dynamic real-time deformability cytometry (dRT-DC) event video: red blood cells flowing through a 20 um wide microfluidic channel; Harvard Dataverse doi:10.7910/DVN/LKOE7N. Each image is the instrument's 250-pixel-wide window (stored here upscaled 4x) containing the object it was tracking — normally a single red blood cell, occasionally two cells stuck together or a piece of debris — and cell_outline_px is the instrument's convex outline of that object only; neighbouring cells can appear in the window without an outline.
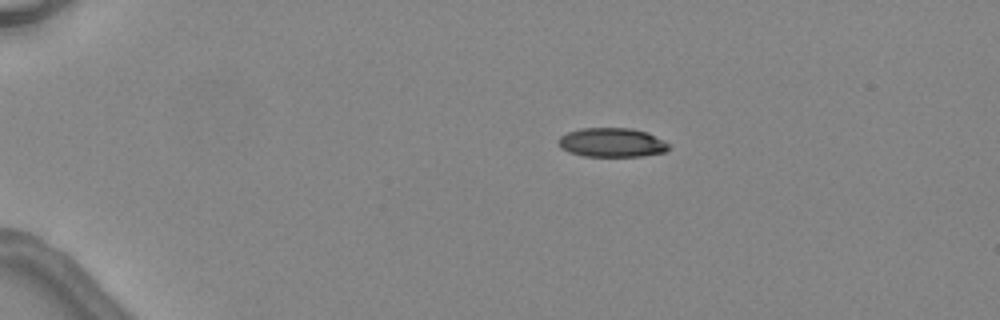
{"species": "common noctule bat (a hibernating species)", "species_latin": "Nyctalus noctula", "temperature_condition": "warm", "stored_images_in_passage": 4, "camera_frame_rate_fps": 3000, "um_per_image_px": 0.085, "animal": {"sex": "female", "body_mass_g": 24.6, "forearm_length_mm": 56.2}, "frame": {"image": 1, "passage_image": 1, "time_ms": 0.0, "image_size_px": [1000, 320], "cell_outline_px": [[668, 148], [664, 152], [640, 156], [584, 156], [568, 152], [560, 148], [556, 140], [560, 136], [568, 132], [580, 128], [632, 128], [648, 132], [664, 140], [668, 144]], "centroid_in_image_um": [51.97, 12.1], "position_along_channel_um": 33.0, "area_um2": 18.84}}
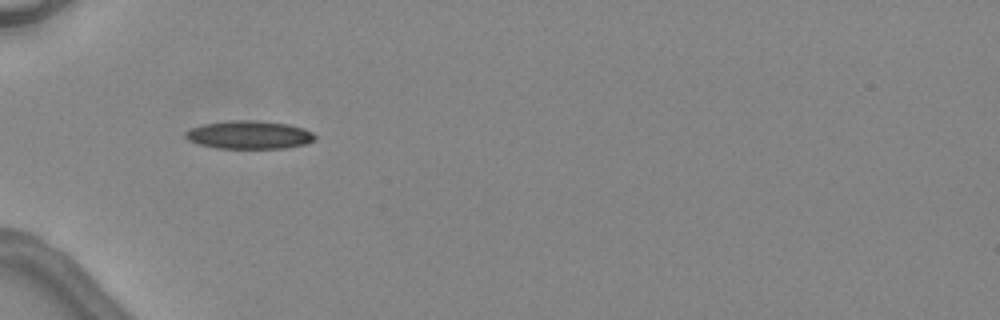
{"frame": {"image": 2, "passage_image": 3, "time_ms": 2.333, "image_size_px": [1000, 320], "cell_outline_px": [[316, 140], [304, 144], [288, 148], [216, 148], [200, 144], [188, 140], [184, 136], [184, 132], [192, 128], [204, 124], [228, 120], [256, 120], [288, 124], [304, 128], [312, 132], [316, 136]], "centroid_in_image_um": [21.2, 11.46], "position_along_channel_um": 63.8, "area_um2": 21.33}}